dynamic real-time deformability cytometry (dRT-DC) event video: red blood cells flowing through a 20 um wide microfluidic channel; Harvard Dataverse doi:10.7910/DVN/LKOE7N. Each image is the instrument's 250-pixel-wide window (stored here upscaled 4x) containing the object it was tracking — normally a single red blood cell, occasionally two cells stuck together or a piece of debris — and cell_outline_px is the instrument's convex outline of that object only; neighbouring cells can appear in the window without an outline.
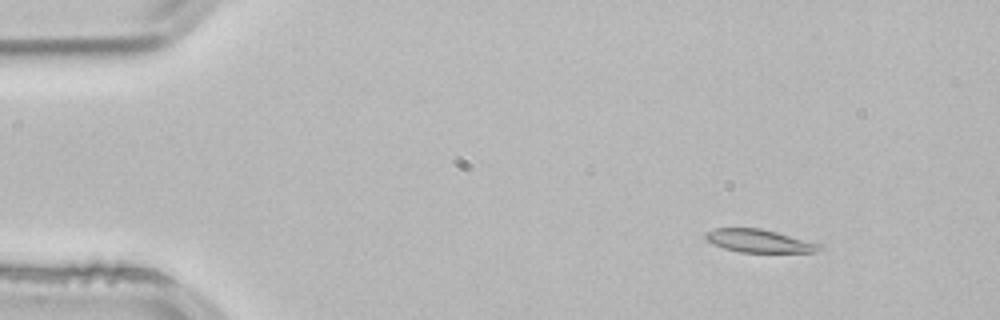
{"species": "common noctule bat (a hibernating species)", "species_latin": "Nyctalus noctula", "temperature_condition": "room temperature", "stored_images_in_passage": 4, "camera_frame_rate_fps": 3000, "um_per_image_px": 0.085, "animal": {"sex": "male", "body_mass_g": 21.5, "forearm_length_mm": 52.0}, "frame": {"image": 1, "passage_image": 2, "time_ms": 0.333, "image_size_px": [1000, 320], "cell_outline_px": [[820, 248], [816, 252], [740, 252], [724, 248], [712, 244], [704, 236], [704, 232], [716, 228], [760, 228], [776, 232], [820, 244]], "centroid_in_image_um": [64.45, 20.47], "position_along_channel_um": 20.5, "area_um2": 15.03}}
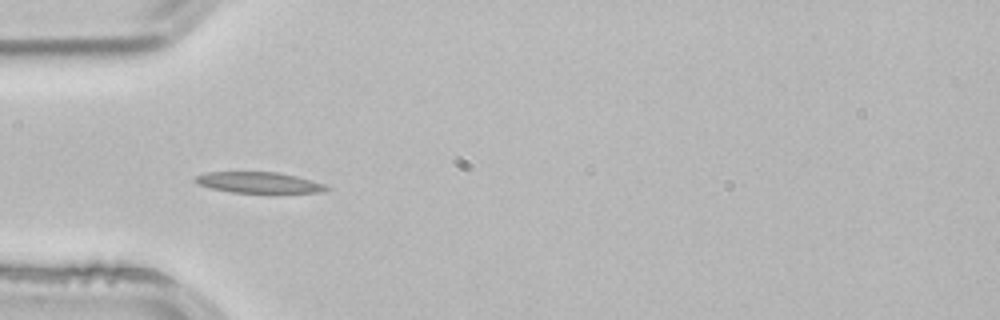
{"frame": {"image": 2, "passage_image": 4, "time_ms": 1.0, "image_size_px": [1000, 320], "cell_outline_px": [[332, 188], [320, 192], [232, 192], [212, 188], [196, 184], [192, 180], [196, 176], [208, 172], [276, 172], [296, 176], [324, 184]], "centroid_in_image_um": [21.95, 15.51], "position_along_channel_um": 63.0, "area_um2": 15.72}}